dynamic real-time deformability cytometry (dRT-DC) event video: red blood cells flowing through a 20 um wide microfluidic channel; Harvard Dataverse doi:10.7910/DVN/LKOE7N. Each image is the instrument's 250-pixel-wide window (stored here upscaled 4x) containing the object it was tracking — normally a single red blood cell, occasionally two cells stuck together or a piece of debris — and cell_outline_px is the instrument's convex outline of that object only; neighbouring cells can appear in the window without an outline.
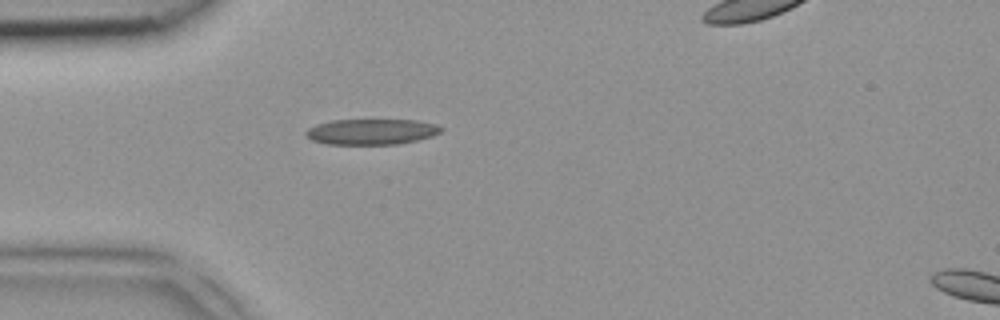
{"species": "common noctule bat (a hibernating species)", "species_latin": "Nyctalus noctula", "temperature_condition": "room temperature", "stored_images_in_passage": 2, "camera_frame_rate_fps": 3000, "um_per_image_px": 0.085, "animal": {"sex": "female", "body_mass_g": 18.4}, "frame": {"image": 1, "passage_image": 1, "time_ms": 0.0, "image_size_px": [1000, 320], "cell_outline_px": [[444, 128], [440, 132], [432, 136], [400, 144], [328, 144], [312, 140], [304, 132], [308, 128], [316, 124], [332, 120], [416, 120], [436, 124]], "centroid_in_image_um": [31.58, 11.19], "position_along_channel_um": 53.4, "area_um2": 20.17}}